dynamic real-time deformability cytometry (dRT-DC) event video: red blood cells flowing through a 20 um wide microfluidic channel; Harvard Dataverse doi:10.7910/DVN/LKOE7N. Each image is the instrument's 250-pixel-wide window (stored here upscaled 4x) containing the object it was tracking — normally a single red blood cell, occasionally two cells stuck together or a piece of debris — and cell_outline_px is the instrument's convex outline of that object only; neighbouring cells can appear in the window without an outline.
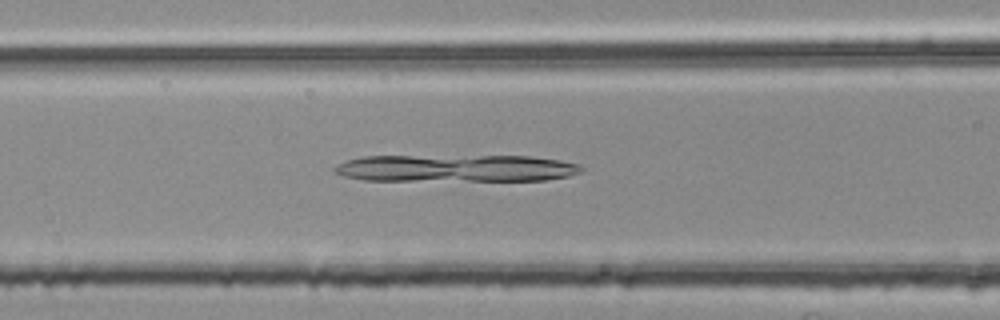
{"species": "common noctule bat (a hibernating species)", "species_latin": "Nyctalus noctula", "temperature_condition": "room temperature", "stored_images_in_passage": 43, "camera_frame_rate_fps": 3000, "um_per_image_px": 0.085, "animal": {"sex": "female", "body_mass_g": 25.1}, "frame": {"image": 1, "passage_image": 12, "time_ms": 3.667, "image_size_px": [1000, 320], "cell_outline_px": [[584, 168], [580, 172], [568, 176], [544, 180], [364, 180], [344, 176], [336, 172], [332, 168], [336, 164], [348, 160], [364, 156], [528, 156], [560, 160], [580, 164]], "centroid_in_image_um": [38.76, 14.29], "position_along_channel_um": 127.8, "area_um2": 38.96}}
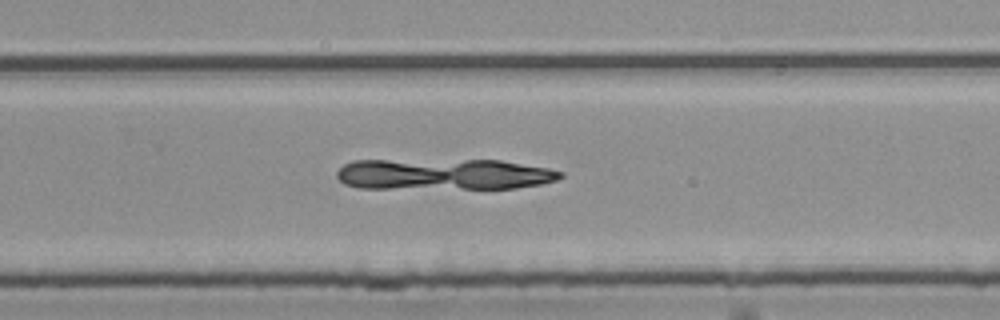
{"frame": {"image": 2, "passage_image": 25, "time_ms": 8.0, "image_size_px": [1000, 320], "cell_outline_px": [[564, 176], [556, 180], [540, 184], [516, 188], [360, 188], [344, 184], [336, 176], [336, 172], [344, 164], [352, 160], [500, 160], [548, 168], [564, 172]], "centroid_in_image_um": [37.71, 14.81], "position_along_channel_um": 292.1, "area_um2": 40.69}}
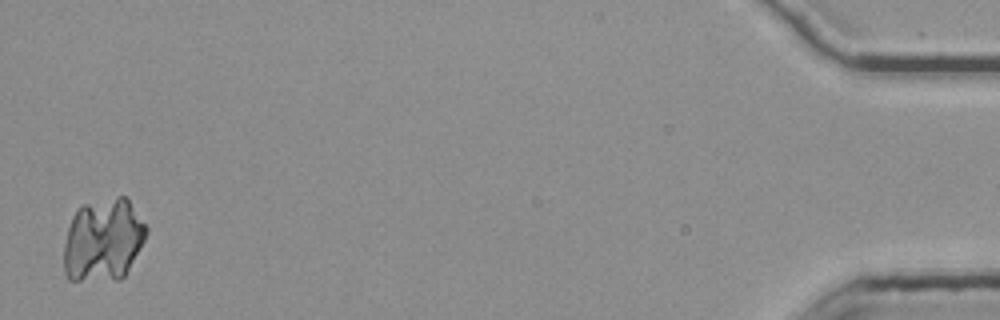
{"frame": {"image": 3, "passage_image": 43, "time_ms": 14.0, "image_size_px": [1000, 320], "cell_outline_px": [[148, 232], [144, 240], [124, 276], [120, 280], [68, 280], [64, 272], [64, 244], [68, 228], [72, 216], [76, 208], [80, 204], [116, 196], [124, 196], [128, 200], [148, 228]], "centroid_in_image_um": [8.74, 20.39], "position_along_channel_um": 426.5, "area_um2": 40.0}}